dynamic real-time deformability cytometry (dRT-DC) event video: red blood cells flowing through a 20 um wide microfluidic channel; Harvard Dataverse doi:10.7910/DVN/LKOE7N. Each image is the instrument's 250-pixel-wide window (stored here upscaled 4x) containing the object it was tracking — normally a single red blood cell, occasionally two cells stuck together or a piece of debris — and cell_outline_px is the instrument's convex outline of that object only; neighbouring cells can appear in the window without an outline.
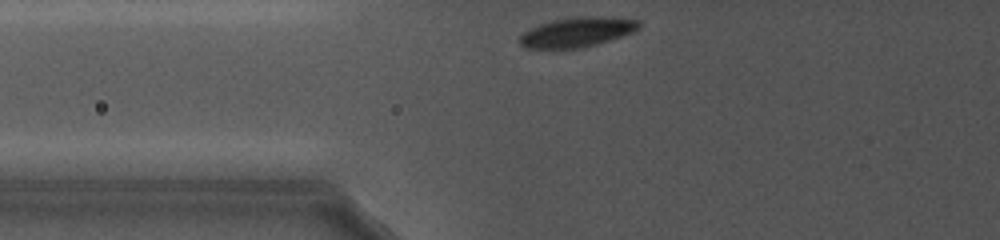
{"species": "common noctule bat (a hibernating species)", "species_latin": "Nyctalus noctula", "temperature_condition": "cold", "stored_images_in_passage": 38, "camera_frame_rate_fps": 5000, "um_per_image_px": 0.085, "animal": {"sex": "female", "body_mass_g": 19.0, "forearm_length_mm": 56.7}, "frame": {"image": 1, "passage_image": 2, "time_ms": 0.2, "image_size_px": [1000, 240], "cell_outline_px": [[640, 28], [632, 32], [596, 44], [580, 48], [524, 48], [520, 44], [520, 36], [524, 32], [540, 24], [552, 20], [580, 16], [600, 16], [640, 20]], "centroid_in_image_um": [49.06, 2.72], "position_along_channel_um": 76.7, "area_um2": 20.4}}
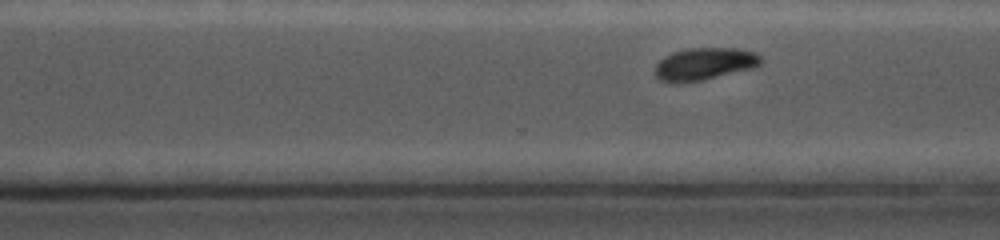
{"frame": {"image": 2, "passage_image": 27, "time_ms": 6.6, "image_size_px": [1000, 240], "cell_outline_px": [[764, 60], [760, 64], [752, 68], [704, 80], [676, 84], [672, 84], [660, 80], [652, 72], [656, 64], [664, 56], [672, 52], [688, 48], [736, 48], [756, 52]], "centroid_in_image_um": [59.83, 5.44], "position_along_channel_um": 310.8, "area_um2": 20.35}}
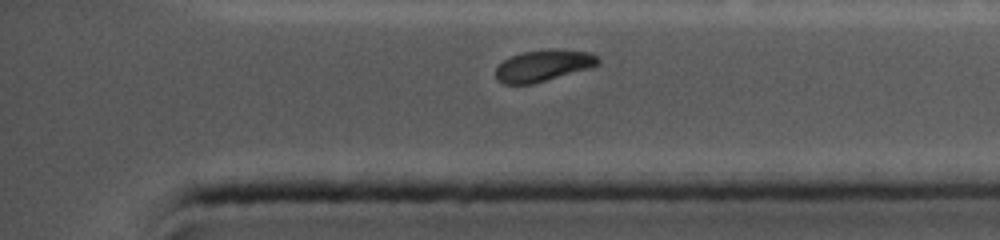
{"frame": {"image": 3, "passage_image": 36, "time_ms": 8.6, "image_size_px": [1000, 240], "cell_outline_px": [[600, 64], [592, 68], [532, 84], [504, 84], [496, 80], [496, 68], [504, 60], [512, 56], [524, 52], [548, 48], [552, 48], [588, 52], [596, 56], [600, 60]], "centroid_in_image_um": [46.21, 5.58], "position_along_channel_um": 389.0, "area_um2": 18.9}}